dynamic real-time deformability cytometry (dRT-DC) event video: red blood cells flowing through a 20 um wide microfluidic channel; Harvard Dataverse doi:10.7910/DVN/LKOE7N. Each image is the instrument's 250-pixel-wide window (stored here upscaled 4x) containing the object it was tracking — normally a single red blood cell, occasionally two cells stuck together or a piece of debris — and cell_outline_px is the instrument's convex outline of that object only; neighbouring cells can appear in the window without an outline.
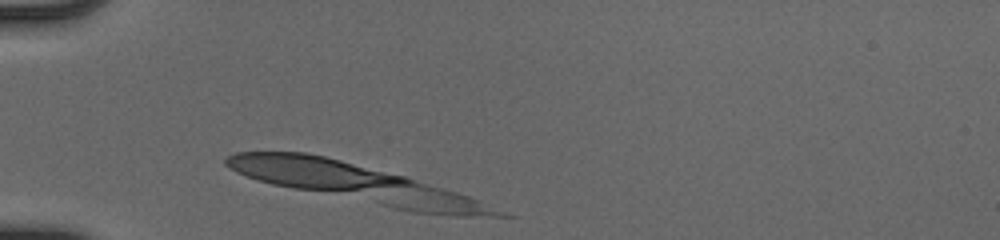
{"species": "human", "species_latin": "Homo sapiens", "temperature_condition": "cold", "stored_images_in_passage": 4, "camera_frame_rate_fps": 3000, "um_per_image_px": 0.085, "donor": {"sex": "male"}, "frame": {"image": 1, "passage_image": 1, "time_ms": 0.0, "image_size_px": [1000, 240], "cell_outline_px": [[516, 216], [460, 216], [412, 212], [272, 184], [236, 172], [224, 164], [224, 160], [228, 156], [236, 152], [304, 152], [324, 156], [404, 176], [444, 188], [480, 200]], "centroid_in_image_um": [30.3, 15.59], "position_along_channel_um": 54.7, "area_um2": 59.25}}